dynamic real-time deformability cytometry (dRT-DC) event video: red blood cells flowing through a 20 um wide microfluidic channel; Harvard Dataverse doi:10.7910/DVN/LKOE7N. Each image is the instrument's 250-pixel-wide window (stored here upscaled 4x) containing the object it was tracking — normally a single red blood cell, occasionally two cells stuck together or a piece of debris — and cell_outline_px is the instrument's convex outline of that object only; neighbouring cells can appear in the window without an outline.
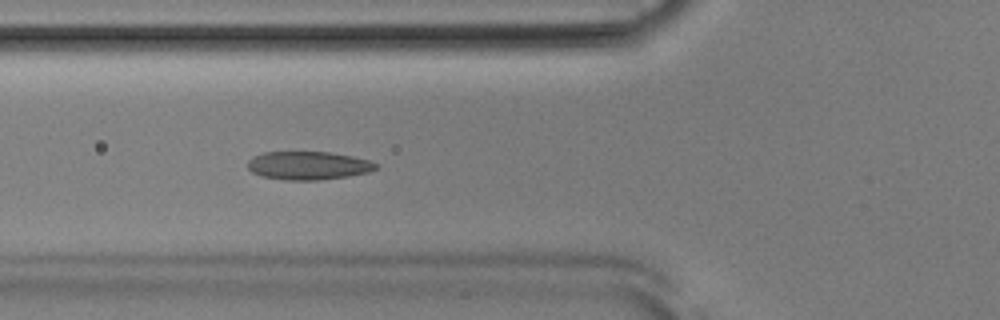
{"species": "Egyptian fruit bat (a non-hibernating species)", "species_latin": "Rousettus aegyptiacus", "temperature_condition": "room temperature", "stored_images_in_passage": 41, "camera_frame_rate_fps": 3000, "um_per_image_px": 0.085, "animal": {"sex": "male"}, "frame": {"image": 1, "passage_image": 8, "time_ms": 2.333, "image_size_px": [1000, 320], "cell_outline_px": [[380, 168], [368, 172], [348, 176], [316, 180], [284, 180], [260, 176], [252, 172], [248, 168], [248, 160], [252, 156], [264, 152], [328, 152], [352, 156], [368, 160], [380, 164]], "centroid_in_image_um": [26.2, 14.07], "position_along_channel_um": 99.6, "area_um2": 21.27}}
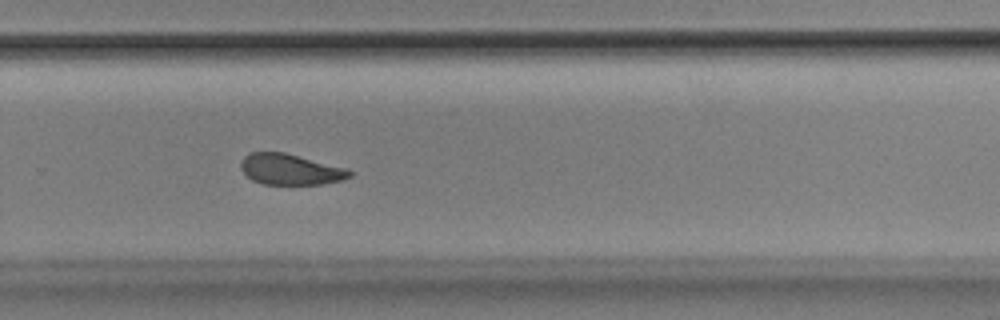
{"frame": {"image": 2, "passage_image": 24, "time_ms": 7.667, "image_size_px": [1000, 320], "cell_outline_px": [[352, 176], [340, 180], [320, 184], [264, 184], [252, 180], [240, 168], [240, 164], [244, 156], [252, 152], [284, 152], [344, 168], [352, 172]], "centroid_in_image_um": [24.63, 14.4], "position_along_channel_um": 305.2, "area_um2": 19.19}}
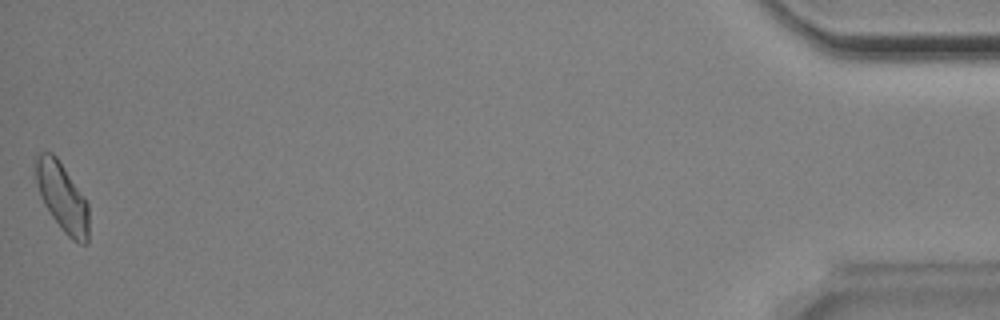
{"frame": {"image": 3, "passage_image": 41, "time_ms": 13.333, "image_size_px": [1000, 320], "cell_outline_px": [[88, 244], [80, 244], [72, 240], [64, 232], [52, 216], [44, 204], [36, 180], [36, 156], [40, 152], [52, 152], [56, 156], [88, 204]], "centroid_in_image_um": [5.3, 16.78], "position_along_channel_um": 429.9, "area_um2": 20.69}, "authors_computed_cell_mechanics": {"area_um2": 20.6924, "velocity_mm_per_s": 3.8598, "shape_relaxation_time_tau1_ms": 3.9205, "shape_relaxation_time_tau2_ms": 1.6073, "deformation_change_tau1": 0.1102, "deformation_change_tau2": 0.0802}}